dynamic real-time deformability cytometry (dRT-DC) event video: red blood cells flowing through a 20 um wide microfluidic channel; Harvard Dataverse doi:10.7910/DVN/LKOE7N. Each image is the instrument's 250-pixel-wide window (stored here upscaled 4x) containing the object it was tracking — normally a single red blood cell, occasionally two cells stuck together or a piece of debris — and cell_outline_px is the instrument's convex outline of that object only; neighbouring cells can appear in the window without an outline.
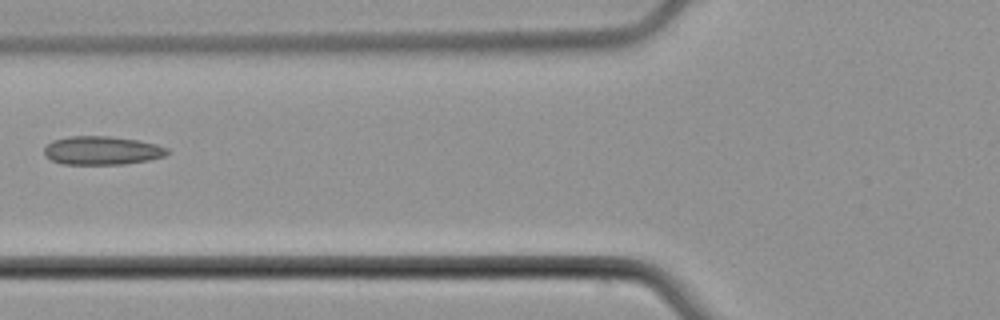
{"species": "common noctule bat (a hibernating species)", "species_latin": "Nyctalus noctula", "temperature_condition": "cold", "stored_images_in_passage": 2, "camera_frame_rate_fps": 3000, "um_per_image_px": 0.085, "animal": {"sex": "male", "body_mass_g": 21.5, "forearm_length_mm": 52.0}, "frame": {"image": 1, "passage_image": 2, "time_ms": 1.0, "image_size_px": [1000, 320], "cell_outline_px": [[168, 152], [164, 156], [148, 160], [124, 164], [64, 164], [52, 160], [44, 156], [44, 148], [52, 140], [68, 136], [108, 136], [140, 140], [156, 144], [168, 148]], "centroid_in_image_um": [8.65, 12.78], "position_along_channel_um": 117.1, "area_um2": 20.52}}